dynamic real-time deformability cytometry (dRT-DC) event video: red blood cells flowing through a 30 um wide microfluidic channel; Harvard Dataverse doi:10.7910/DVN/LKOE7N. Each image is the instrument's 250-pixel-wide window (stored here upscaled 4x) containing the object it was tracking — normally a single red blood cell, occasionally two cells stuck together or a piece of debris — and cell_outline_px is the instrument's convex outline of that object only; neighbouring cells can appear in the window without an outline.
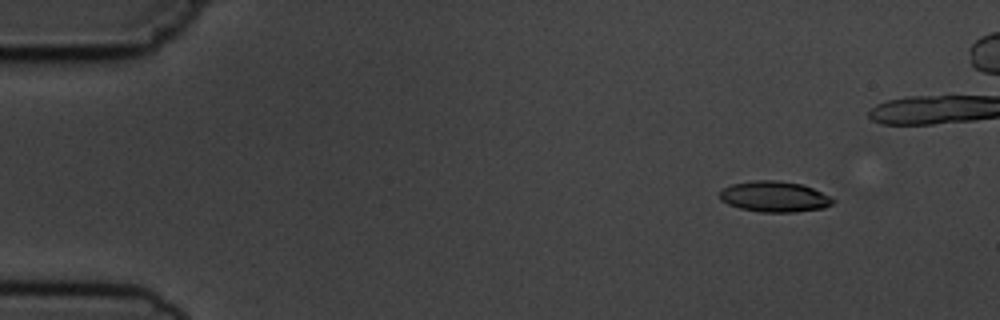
{"species": "common noctule bat (a hibernating species)", "species_latin": "Nyctalus noctula", "temperature_condition": "cold", "stored_images_in_passage": 4, "camera_frame_rate_fps": 3000, "um_per_image_px": 0.085, "animal": {"sex": "male", "body_mass_g": 19.5, "forearm_length_mm": 54.6}, "frame": {"image": 1, "passage_image": 1, "time_ms": 0.0, "image_size_px": [1000, 320], "cell_outline_px": [[836, 200], [832, 204], [824, 208], [796, 212], [760, 212], [740, 208], [728, 204], [720, 200], [720, 192], [724, 188], [732, 184], [752, 180], [776, 180], [804, 184]], "centroid_in_image_um": [65.82, 16.71], "position_along_channel_um": 19.2, "area_um2": 20.29}}